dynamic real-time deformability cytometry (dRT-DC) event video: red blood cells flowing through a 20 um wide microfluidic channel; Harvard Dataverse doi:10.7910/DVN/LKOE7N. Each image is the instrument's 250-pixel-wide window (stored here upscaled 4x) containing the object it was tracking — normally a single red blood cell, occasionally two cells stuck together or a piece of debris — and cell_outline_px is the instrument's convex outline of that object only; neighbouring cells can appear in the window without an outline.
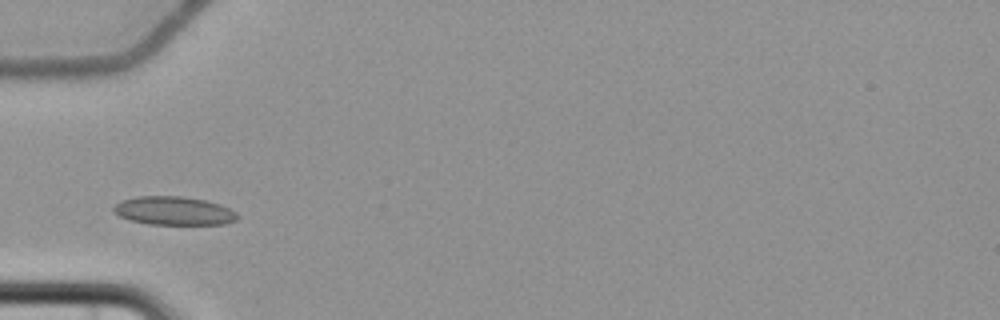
{"species": "common noctule bat (a hibernating species)", "species_latin": "Nyctalus noctula", "temperature_condition": "cold", "stored_images_in_passage": 6, "camera_frame_rate_fps": 3000, "um_per_image_px": 0.085, "animal": {"sex": "female", "body_mass_g": 22.7, "forearm_length_mm": 54.2}, "frame": {"image": 1, "passage_image": 3, "time_ms": 2.333, "image_size_px": [1000, 320], "cell_outline_px": [[240, 216], [236, 220], [224, 224], [148, 224], [128, 220], [112, 212], [112, 208], [120, 200], [136, 196], [184, 196], [208, 200], [220, 204], [236, 212]], "centroid_in_image_um": [14.76, 17.91], "position_along_channel_um": 70.2, "area_um2": 20.87}}
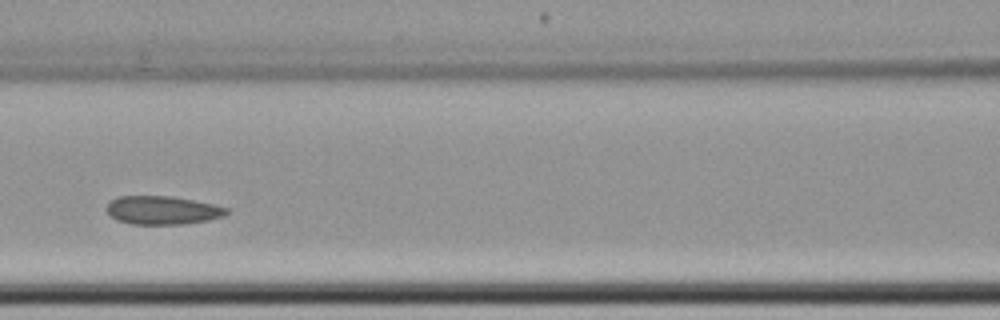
{"frame": {"image": 2, "passage_image": 5, "time_ms": 4.667, "image_size_px": [1000, 320], "cell_outline_px": [[228, 212], [224, 216], [208, 220], [184, 224], [132, 224], [116, 220], [108, 212], [108, 204], [112, 200], [120, 196], [172, 196], [212, 204], [228, 208]], "centroid_in_image_um": [13.83, 17.87], "position_along_channel_um": 152.8, "area_um2": 19.65}}
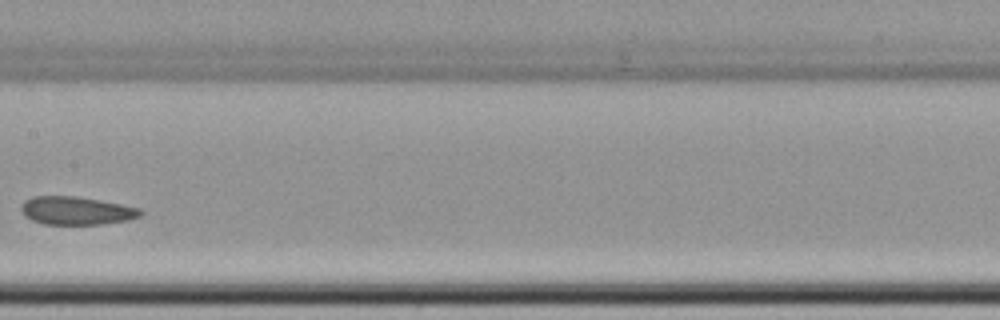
{"frame": {"image": 3, "passage_image": 6, "time_ms": 6.0, "image_size_px": [1000, 320], "cell_outline_px": [[144, 212], [140, 216], [128, 220], [100, 224], [44, 224], [32, 220], [20, 208], [24, 200], [32, 196], [76, 196], [100, 200], [140, 208]], "centroid_in_image_um": [6.51, 17.9], "position_along_channel_um": 200.9, "area_um2": 19.42}}